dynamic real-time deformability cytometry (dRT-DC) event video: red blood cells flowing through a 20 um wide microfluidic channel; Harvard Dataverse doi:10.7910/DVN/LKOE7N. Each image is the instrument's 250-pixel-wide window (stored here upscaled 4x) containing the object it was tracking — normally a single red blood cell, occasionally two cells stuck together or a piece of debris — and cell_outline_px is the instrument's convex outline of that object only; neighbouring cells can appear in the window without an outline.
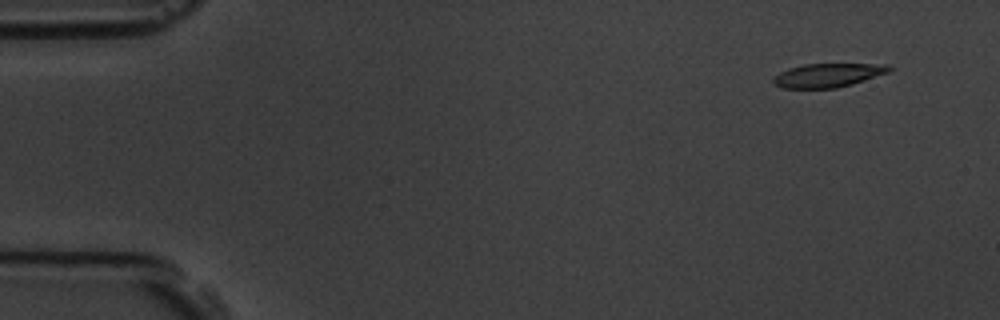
{"species": "common noctule bat (a hibernating species)", "species_latin": "Nyctalus noctula", "temperature_condition": "room temperature", "stored_images_in_passage": 7, "camera_frame_rate_fps": 3000, "um_per_image_px": 0.085, "animal": {"sex": "male", "body_mass_g": 19.5, "forearm_length_mm": 54.6}, "frame": {"image": 1, "passage_image": 1, "time_ms": 0.0, "image_size_px": [1000, 320], "cell_outline_px": [[892, 68], [888, 72], [852, 84], [836, 88], [780, 88], [772, 80], [780, 72], [788, 68], [804, 64], [888, 64]], "centroid_in_image_um": [70.36, 6.39], "position_along_channel_um": 14.6, "area_um2": 15.9}}
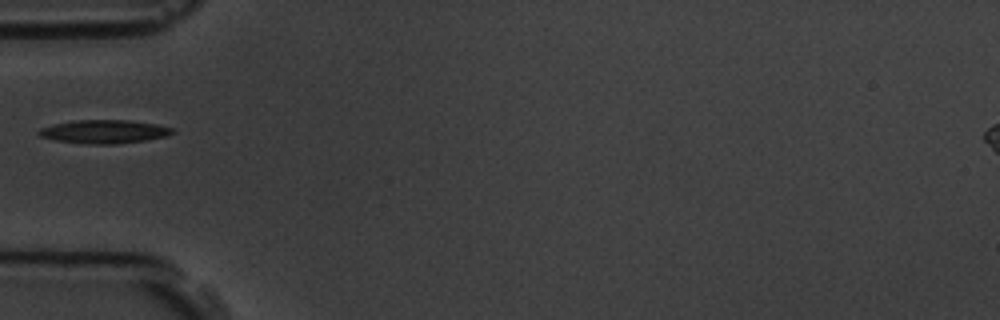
{"frame": {"image": 2, "passage_image": 5, "time_ms": 4.667, "image_size_px": [1000, 320], "cell_outline_px": [[176, 132], [168, 136], [144, 140], [112, 144], [88, 144], [56, 140], [40, 136], [36, 132], [40, 128], [52, 124], [72, 120], [132, 120], [156, 124], [172, 128]], "centroid_in_image_um": [8.84, 11.17], "position_along_channel_um": 76.2, "area_um2": 18.32}}
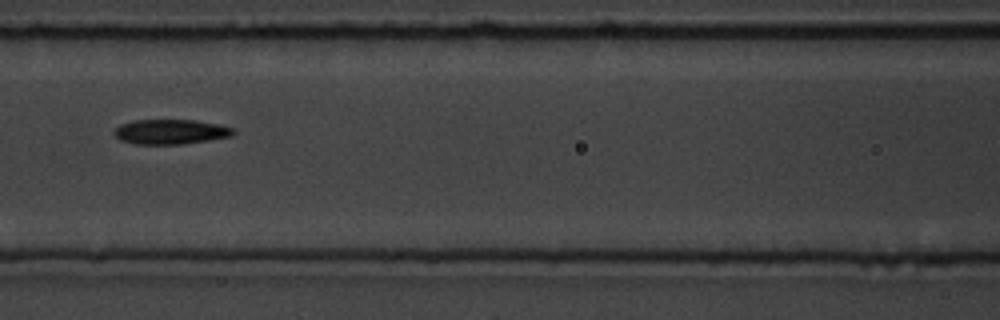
{"frame": {"image": 3, "passage_image": 7, "time_ms": 6.667, "image_size_px": [1000, 320], "cell_outline_px": [[236, 132], [232, 136], [208, 140], [180, 144], [136, 144], [120, 140], [112, 132], [120, 124], [136, 120], [196, 120], [220, 124], [232, 128]], "centroid_in_image_um": [14.5, 11.19], "position_along_channel_um": 152.1, "area_um2": 17.22}}